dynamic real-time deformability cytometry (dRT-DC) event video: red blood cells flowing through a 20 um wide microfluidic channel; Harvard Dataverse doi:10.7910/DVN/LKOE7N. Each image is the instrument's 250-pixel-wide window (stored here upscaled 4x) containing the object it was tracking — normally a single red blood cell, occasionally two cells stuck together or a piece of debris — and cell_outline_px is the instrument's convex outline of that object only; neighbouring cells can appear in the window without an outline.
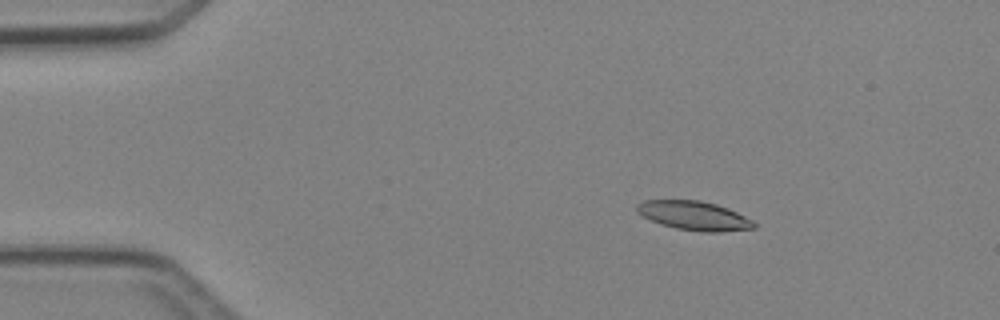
{"species": "Egyptian fruit bat (a non-hibernating species)", "species_latin": "Rousettus aegyptiacus", "temperature_condition": "cold", "stored_images_in_passage": 5, "camera_frame_rate_fps": 3000, "um_per_image_px": 0.085, "animal": {"sex": "female"}, "frame": {"image": 1, "passage_image": 2, "time_ms": 1.0, "image_size_px": [1000, 320], "cell_outline_px": [[756, 228], [720, 232], [704, 232], [676, 228], [660, 224], [636, 212], [636, 204], [644, 200], [700, 200], [716, 204], [728, 208], [752, 220], [756, 224]], "centroid_in_image_um": [58.99, 18.33], "position_along_channel_um": 26.0, "area_um2": 19.77}}
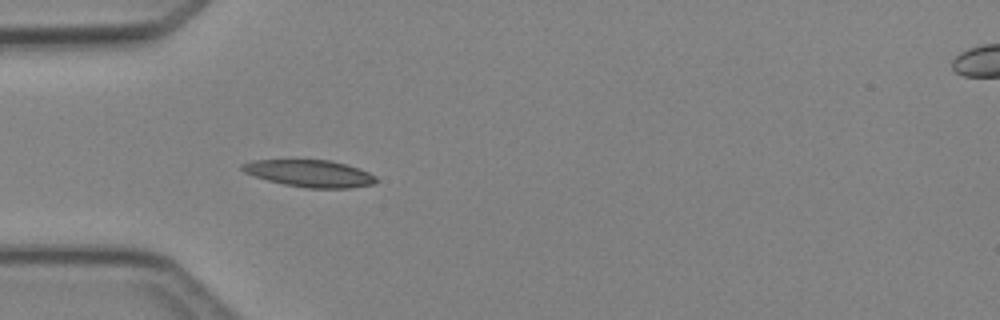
{"frame": {"image": 2, "passage_image": 4, "time_ms": 3.333, "image_size_px": [1000, 320], "cell_outline_px": [[376, 184], [352, 188], [308, 188], [284, 184], [268, 180], [244, 172], [240, 168], [240, 164], [252, 160], [328, 160], [348, 164], [360, 168], [376, 176]], "centroid_in_image_um": [26.36, 14.74], "position_along_channel_um": 58.6, "area_um2": 21.15}}